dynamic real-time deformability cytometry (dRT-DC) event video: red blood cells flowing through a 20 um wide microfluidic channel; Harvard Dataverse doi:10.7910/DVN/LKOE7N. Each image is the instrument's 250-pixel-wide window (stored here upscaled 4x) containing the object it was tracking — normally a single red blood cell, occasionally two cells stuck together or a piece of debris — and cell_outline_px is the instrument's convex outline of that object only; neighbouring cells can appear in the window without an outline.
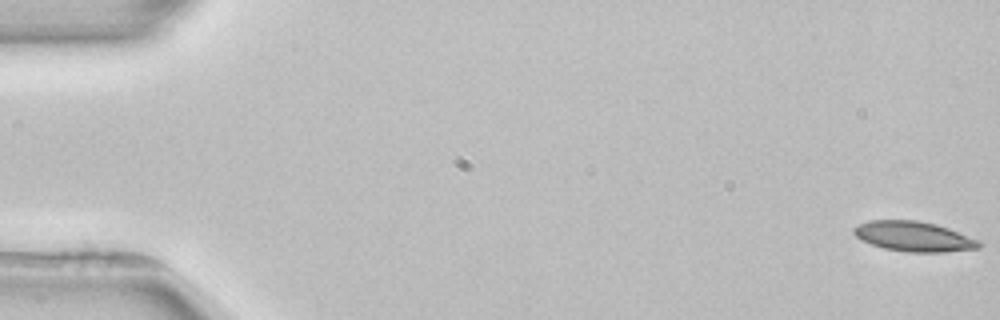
{"species": "common noctule bat (a hibernating species)", "species_latin": "Nyctalus noctula", "temperature_condition": "room temperature", "stored_images_in_passage": 4, "camera_frame_rate_fps": 3000, "um_per_image_px": 0.085, "animal": {"sex": "female", "body_mass_g": 22.7, "forearm_length_mm": 54.2}, "frame": {"image": 1, "passage_image": 1, "time_ms": 0.0, "image_size_px": [1000, 320], "cell_outline_px": [[984, 244], [980, 248], [944, 252], [904, 252], [884, 248], [860, 240], [852, 232], [852, 228], [856, 224], [868, 220], [916, 220], [936, 224], [948, 228], [980, 240]], "centroid_in_image_um": [77.66, 20.09], "position_along_channel_um": 7.3, "area_um2": 22.2}}
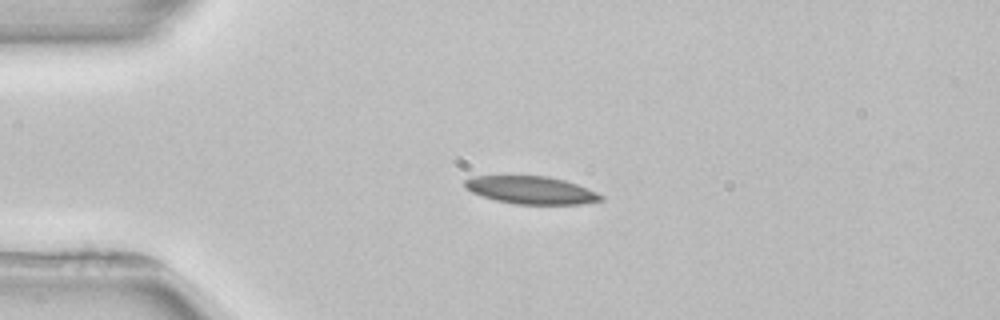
{"frame": {"image": 2, "passage_image": 3, "time_ms": 4.0, "image_size_px": [1000, 320], "cell_outline_px": [[604, 200], [580, 204], [516, 204], [496, 200], [480, 196], [464, 188], [464, 180], [472, 176], [548, 176], [564, 180], [576, 184], [596, 192], [604, 196]], "centroid_in_image_um": [45.12, 16.16], "position_along_channel_um": 39.9, "area_um2": 21.96}}
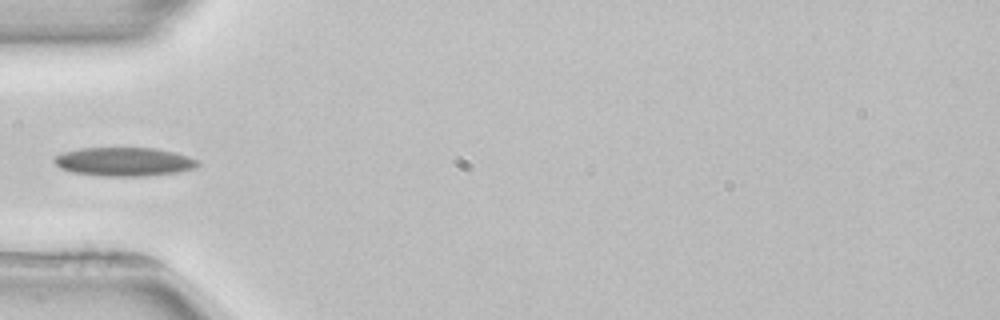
{"frame": {"image": 3, "passage_image": 4, "time_ms": 5.667, "image_size_px": [1000, 320], "cell_outline_px": [[200, 164], [196, 168], [176, 172], [144, 176], [104, 176], [72, 172], [60, 168], [52, 160], [56, 156], [64, 152], [80, 148], [156, 148], [188, 156], [196, 160]], "centroid_in_image_um": [10.53, 13.74], "position_along_channel_um": 74.5, "area_um2": 23.87}}